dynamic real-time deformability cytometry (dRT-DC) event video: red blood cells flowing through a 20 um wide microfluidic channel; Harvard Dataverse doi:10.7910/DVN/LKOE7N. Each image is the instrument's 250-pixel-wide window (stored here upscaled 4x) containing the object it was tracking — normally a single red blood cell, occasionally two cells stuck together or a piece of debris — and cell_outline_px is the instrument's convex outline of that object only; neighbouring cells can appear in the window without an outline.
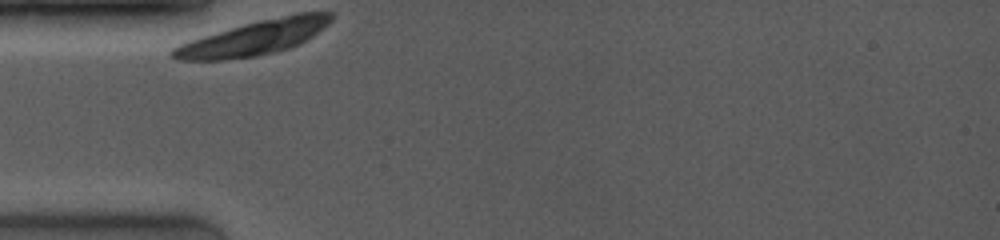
{"species": "common noctule bat (a hibernating species)", "species_latin": "Nyctalus noctula", "temperature_condition": "room temperature", "stored_images_in_passage": 2, "camera_frame_rate_fps": 4000, "um_per_image_px": 0.085, "animal": {"sex": "female", "body_mass_g": 19.0, "forearm_length_mm": 53.3}, "frame": {"image": 1, "passage_image": 1, "time_ms": 0.0, "image_size_px": [1000, 240], "cell_outline_px": [[332, 20], [328, 24], [312, 36], [288, 48], [256, 56], [224, 60], [180, 60], [172, 56], [168, 52], [172, 48], [180, 44], [204, 36], [244, 24], [260, 20], [296, 12], [332, 12]], "centroid_in_image_um": [21.59, 3.2], "position_along_channel_um": 63.4, "area_um2": 31.27}}